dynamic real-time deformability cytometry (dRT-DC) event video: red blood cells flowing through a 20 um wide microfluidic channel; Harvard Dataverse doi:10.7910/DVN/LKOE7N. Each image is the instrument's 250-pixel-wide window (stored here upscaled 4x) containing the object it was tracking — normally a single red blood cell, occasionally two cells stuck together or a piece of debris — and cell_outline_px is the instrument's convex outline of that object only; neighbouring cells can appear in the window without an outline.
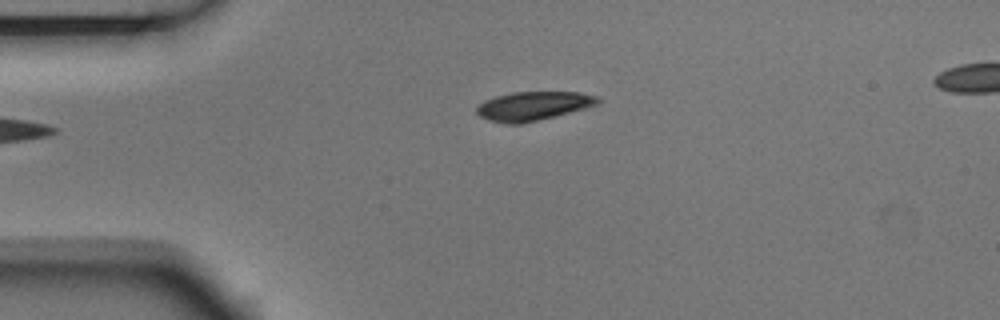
{"species": "Egyptian fruit bat (a non-hibernating species)", "species_latin": "Rousettus aegyptiacus", "temperature_condition": "room temperature", "stored_images_in_passage": 2, "segment_of_instrument_passage": [1, 2], "camera_frame_rate_fps": 3000, "um_per_image_px": 0.085, "animal": {"sex": "male"}, "frame": {"image": 1, "passage_image": 1, "time_ms": 0.0, "image_size_px": [1000, 320], "cell_outline_px": [[600, 104], [520, 124], [504, 124], [488, 120], [480, 116], [476, 112], [476, 108], [484, 100], [496, 96], [512, 92], [580, 92], [596, 96], [600, 100]], "centroid_in_image_um": [45.28, 9.0], "position_along_channel_um": 39.7, "area_um2": 20.17}}